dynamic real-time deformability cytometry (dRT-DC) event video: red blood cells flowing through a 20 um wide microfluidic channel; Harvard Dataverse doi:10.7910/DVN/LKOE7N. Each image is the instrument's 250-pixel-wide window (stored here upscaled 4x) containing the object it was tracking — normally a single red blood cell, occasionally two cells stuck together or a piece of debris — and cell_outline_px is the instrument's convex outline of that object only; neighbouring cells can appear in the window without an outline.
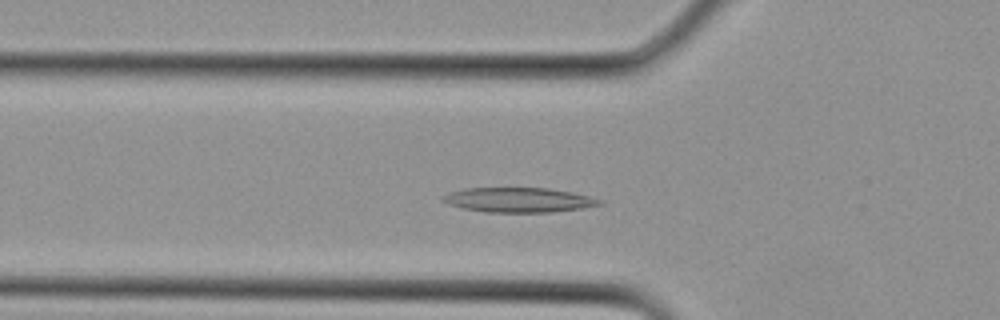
{"species": "Egyptian fruit bat (a non-hibernating species)", "species_latin": "Rousettus aegyptiacus", "temperature_condition": "cold", "stored_images_in_passage": 19, "camera_frame_rate_fps": 3000, "um_per_image_px": 0.085, "animal": {"sex": "female"}, "frame": {"image": 1, "passage_image": 7, "time_ms": 2.0, "image_size_px": [1000, 320], "cell_outline_px": [[604, 204], [580, 208], [552, 212], [484, 212], [464, 208], [448, 204], [440, 200], [448, 192], [464, 188], [548, 188], [572, 192], [588, 196], [600, 200]], "centroid_in_image_um": [44.04, 16.99], "position_along_channel_um": 81.8, "area_um2": 22.43}}
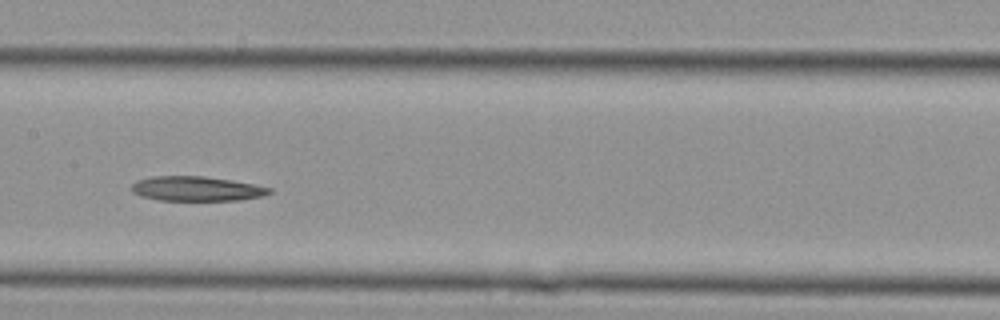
{"frame": {"image": 2, "passage_image": 12, "time_ms": 3.667, "image_size_px": [1000, 320], "cell_outline_px": [[272, 192], [264, 196], [240, 200], [160, 200], [140, 196], [132, 192], [132, 184], [136, 180], [152, 176], [204, 176], [232, 180], [272, 188]], "centroid_in_image_um": [16.7, 16.04], "position_along_channel_um": 190.7, "area_um2": 19.83}}
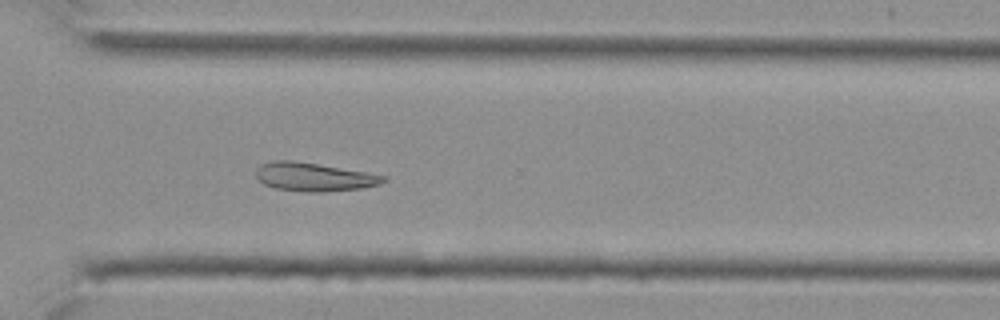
{"frame": {"image": 3, "passage_image": 19, "time_ms": 6.0, "image_size_px": [1000, 320], "cell_outline_px": [[388, 180], [380, 184], [360, 188], [320, 192], [308, 192], [276, 188], [264, 184], [256, 176], [256, 168], [260, 164], [272, 160], [292, 160], [368, 172], [388, 176]], "centroid_in_image_um": [26.7, 15.03], "position_along_channel_um": 343.9, "area_um2": 21.15}}